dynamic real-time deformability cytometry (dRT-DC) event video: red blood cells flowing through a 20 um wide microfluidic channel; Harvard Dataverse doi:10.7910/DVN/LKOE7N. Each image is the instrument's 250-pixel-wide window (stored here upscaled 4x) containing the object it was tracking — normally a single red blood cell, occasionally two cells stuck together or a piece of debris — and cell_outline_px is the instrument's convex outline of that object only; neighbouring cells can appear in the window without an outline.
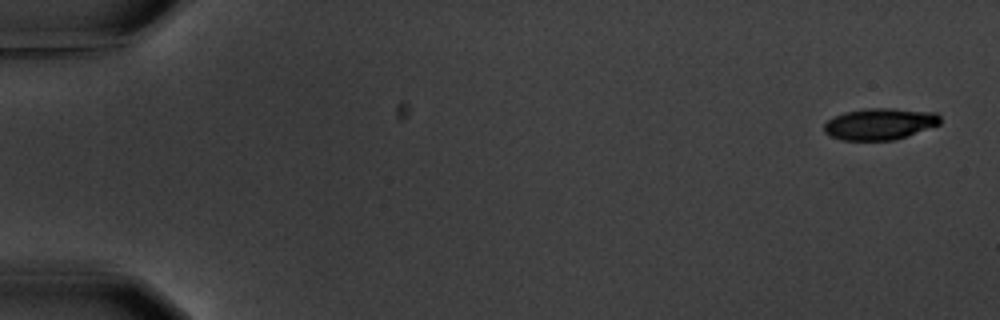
{"species": "common noctule bat (a hibernating species)", "species_latin": "Nyctalus noctula", "temperature_condition": "warm", "stored_images_in_passage": 5, "camera_frame_rate_fps": 3000, "um_per_image_px": 0.085, "animal": {"sex": "male", "body_mass_g": 20.1, "forearm_length_mm": 53.5}, "frame": {"image": 1, "passage_image": 1, "time_ms": 0.0, "image_size_px": [1000, 320], "cell_outline_px": [[940, 124], [896, 140], [840, 140], [824, 132], [824, 124], [828, 120], [844, 112], [864, 108], [892, 108], [936, 112], [940, 116]], "centroid_in_image_um": [74.79, 10.53], "position_along_channel_um": 10.2, "area_um2": 21.39}}
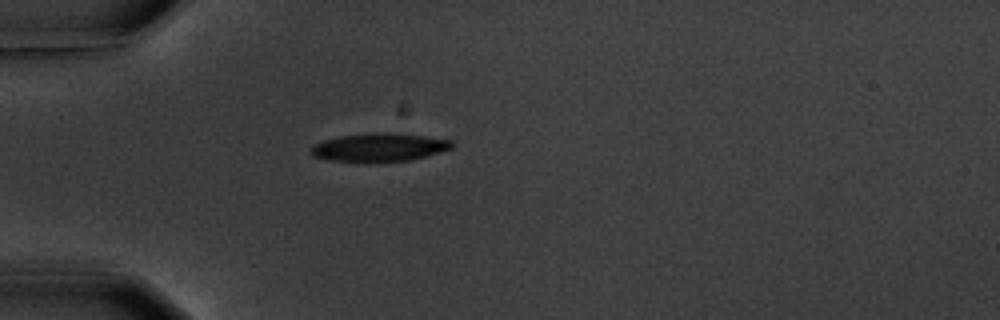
{"frame": {"image": 2, "passage_image": 5, "time_ms": 5.0, "image_size_px": [1000, 320], "cell_outline_px": [[452, 148], [424, 156], [408, 160], [332, 160], [312, 156], [308, 152], [308, 148], [312, 144], [324, 140], [340, 136], [380, 132], [396, 132], [452, 140]], "centroid_in_image_um": [32.18, 12.48], "position_along_channel_um": 52.8, "area_um2": 22.66}}